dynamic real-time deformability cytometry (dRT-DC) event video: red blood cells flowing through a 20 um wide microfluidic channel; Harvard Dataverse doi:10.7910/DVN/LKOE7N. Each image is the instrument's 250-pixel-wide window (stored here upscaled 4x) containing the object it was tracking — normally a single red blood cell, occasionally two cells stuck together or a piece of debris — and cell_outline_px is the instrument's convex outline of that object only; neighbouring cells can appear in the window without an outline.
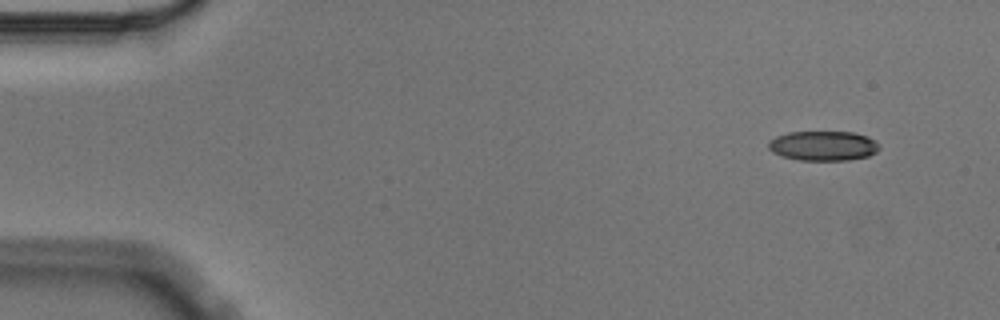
{"species": "Egyptian fruit bat (a non-hibernating species)", "species_latin": "Rousettus aegyptiacus", "temperature_condition": "cold", "stored_images_in_passage": 4, "camera_frame_rate_fps": 3000, "um_per_image_px": 0.085, "animal": {"sex": "male"}, "frame": {"image": 1, "passage_image": 1, "time_ms": 0.0, "image_size_px": [1000, 320], "cell_outline_px": [[880, 148], [876, 152], [868, 156], [848, 160], [800, 160], [784, 156], [772, 152], [768, 148], [768, 140], [776, 136], [788, 132], [856, 132], [868, 136], [876, 140], [880, 144]], "centroid_in_image_um": [70.0, 12.38], "position_along_channel_um": 15.0, "area_um2": 19.36}}
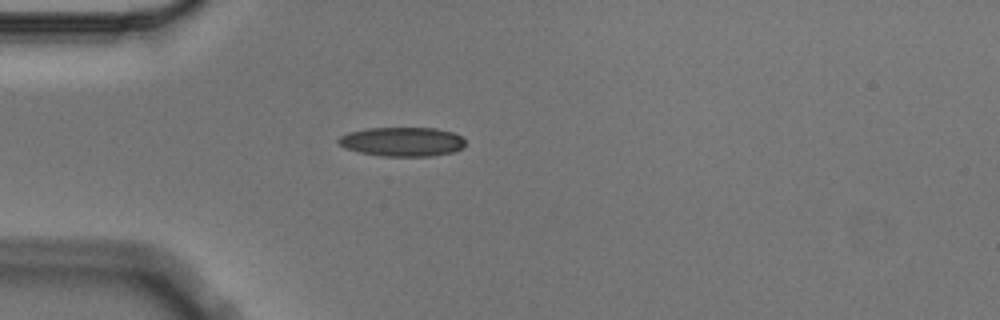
{"frame": {"image": 2, "passage_image": 4, "time_ms": 1.0, "image_size_px": [1000, 320], "cell_outline_px": [[464, 148], [452, 152], [432, 156], [380, 156], [360, 152], [344, 148], [336, 140], [340, 136], [348, 132], [368, 128], [436, 128], [452, 132], [460, 136], [464, 140]], "centroid_in_image_um": [34.17, 12.04], "position_along_channel_um": 50.8, "area_um2": 21.62}}